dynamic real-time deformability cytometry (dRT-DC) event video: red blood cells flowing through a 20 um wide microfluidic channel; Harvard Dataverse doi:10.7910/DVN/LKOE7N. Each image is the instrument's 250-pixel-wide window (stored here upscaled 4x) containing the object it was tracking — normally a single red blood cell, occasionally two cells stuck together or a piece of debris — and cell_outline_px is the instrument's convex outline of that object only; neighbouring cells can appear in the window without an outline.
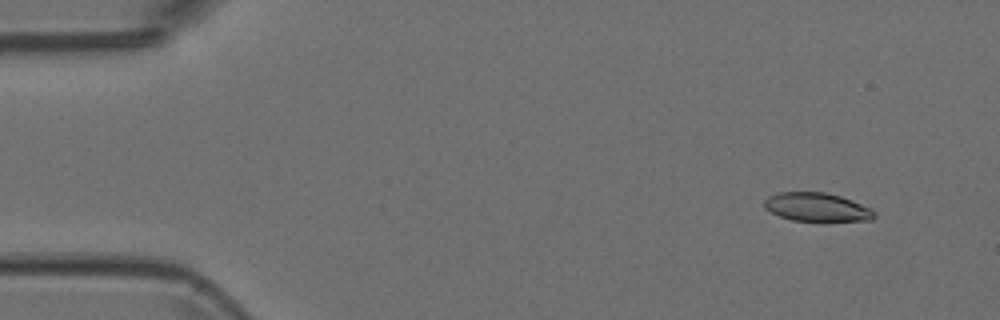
{"species": "Egyptian fruit bat (a non-hibernating species)", "species_latin": "Rousettus aegyptiacus", "temperature_condition": "room temperature", "stored_images_in_passage": 5, "camera_frame_rate_fps": 3000, "um_per_image_px": 0.085, "animal": {"sex": "female"}, "frame": {"image": 1, "passage_image": 2, "time_ms": 0.333, "image_size_px": [1000, 320], "cell_outline_px": [[876, 216], [872, 220], [824, 224], [792, 220], [780, 216], [764, 208], [764, 200], [768, 196], [776, 192], [824, 192], [840, 196], [852, 200], [872, 208], [876, 212]], "centroid_in_image_um": [69.5, 17.66], "position_along_channel_um": 15.5, "area_um2": 19.36}}
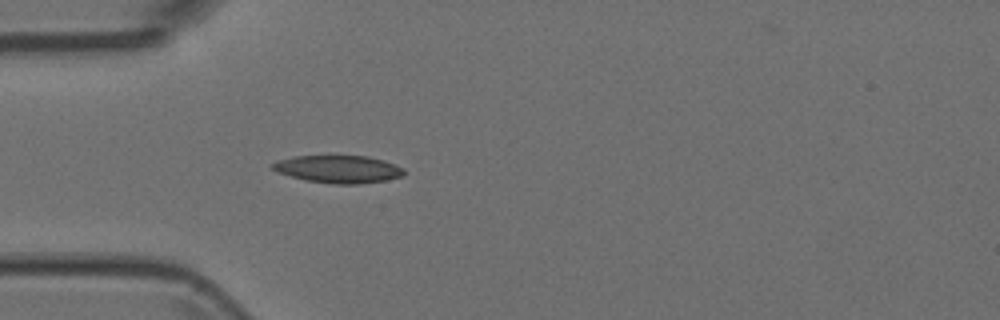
{"frame": {"image": 2, "passage_image": 5, "time_ms": 1.333, "image_size_px": [1000, 320], "cell_outline_px": [[404, 176], [384, 180], [360, 184], [332, 184], [304, 180], [276, 172], [268, 164], [276, 160], [296, 156], [368, 156], [384, 160], [404, 168]], "centroid_in_image_um": [28.72, 14.38], "position_along_channel_um": 56.3, "area_um2": 21.33}}